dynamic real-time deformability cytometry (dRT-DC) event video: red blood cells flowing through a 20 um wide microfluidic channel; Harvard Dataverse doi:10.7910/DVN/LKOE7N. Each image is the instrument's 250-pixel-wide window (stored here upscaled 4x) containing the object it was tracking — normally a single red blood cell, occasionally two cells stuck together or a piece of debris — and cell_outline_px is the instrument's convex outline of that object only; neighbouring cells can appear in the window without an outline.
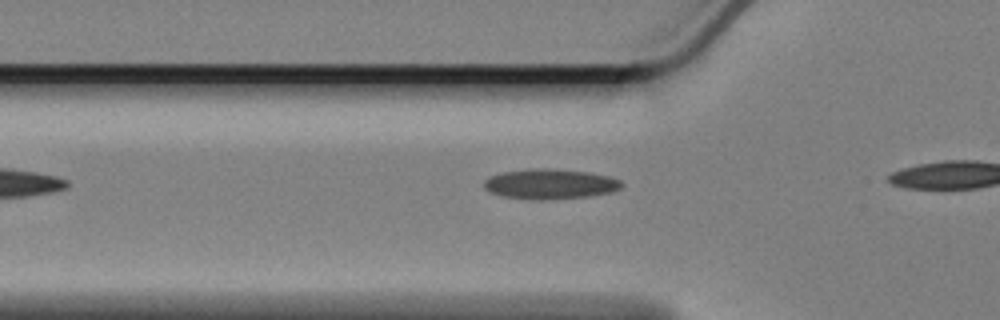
{"species": "Egyptian fruit bat (a non-hibernating species)", "species_latin": "Rousettus aegyptiacus", "temperature_condition": "cold", "stored_images_in_passage": 8, "camera_frame_rate_fps": 3000, "um_per_image_px": 0.085, "animal": {"sex": "female"}, "frame": {"image": 1, "passage_image": 2, "time_ms": 0.333, "image_size_px": [1000, 320], "cell_outline_px": [[624, 184], [620, 188], [612, 192], [588, 196], [544, 200], [532, 200], [500, 196], [484, 188], [484, 180], [488, 176], [504, 172], [528, 168], [556, 168], [588, 172], [608, 176], [620, 180]], "centroid_in_image_um": [46.74, 15.63], "position_along_channel_um": 79.1, "area_um2": 24.39}}
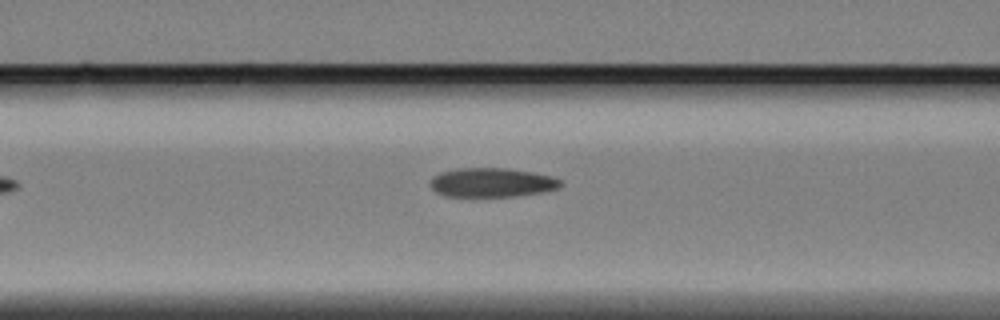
{"frame": {"image": 2, "passage_image": 6, "time_ms": 1.667, "image_size_px": [1000, 320], "cell_outline_px": [[564, 184], [556, 188], [540, 192], [516, 196], [444, 196], [436, 192], [428, 184], [432, 176], [440, 172], [456, 168], [508, 168], [532, 172], [552, 176], [560, 180]], "centroid_in_image_um": [41.75, 15.5], "position_along_channel_um": 124.8, "area_um2": 22.2}}